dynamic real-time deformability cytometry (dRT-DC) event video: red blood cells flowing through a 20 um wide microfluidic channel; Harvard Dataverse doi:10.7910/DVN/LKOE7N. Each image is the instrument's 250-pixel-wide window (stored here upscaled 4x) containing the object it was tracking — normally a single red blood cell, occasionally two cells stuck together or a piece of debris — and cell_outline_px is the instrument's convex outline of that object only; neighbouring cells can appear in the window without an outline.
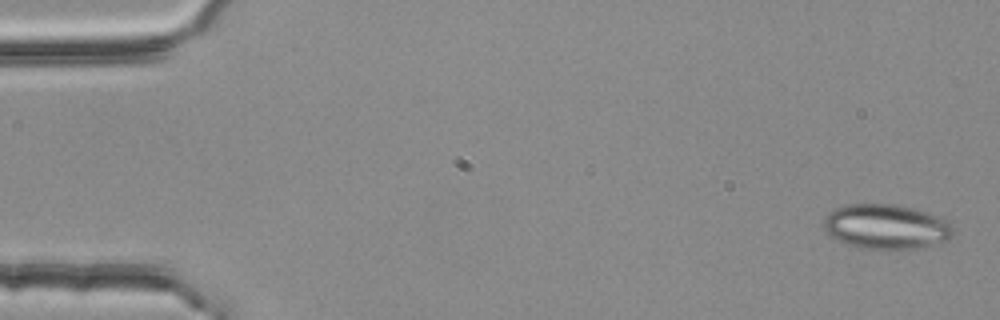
{"species": "common noctule bat (a hibernating species)", "species_latin": "Nyctalus noctula", "temperature_condition": "room temperature", "stored_images_in_passage": 3, "camera_frame_rate_fps": 3000, "um_per_image_px": 0.085, "animal": {"sex": "female", "body_mass_g": 25.1}, "frame": {"image": 1, "passage_image": 1, "time_ms": 0.0, "image_size_px": [1000, 320], "cell_outline_px": [[952, 236], [948, 240], [916, 248], [860, 248], [848, 244], [832, 236], [824, 228], [824, 220], [828, 212], [832, 208], [844, 204], [896, 204], [928, 212], [940, 216], [948, 220], [952, 224]], "centroid_in_image_um": [75.33, 19.23], "position_along_channel_um": 9.7, "area_um2": 33.64}}